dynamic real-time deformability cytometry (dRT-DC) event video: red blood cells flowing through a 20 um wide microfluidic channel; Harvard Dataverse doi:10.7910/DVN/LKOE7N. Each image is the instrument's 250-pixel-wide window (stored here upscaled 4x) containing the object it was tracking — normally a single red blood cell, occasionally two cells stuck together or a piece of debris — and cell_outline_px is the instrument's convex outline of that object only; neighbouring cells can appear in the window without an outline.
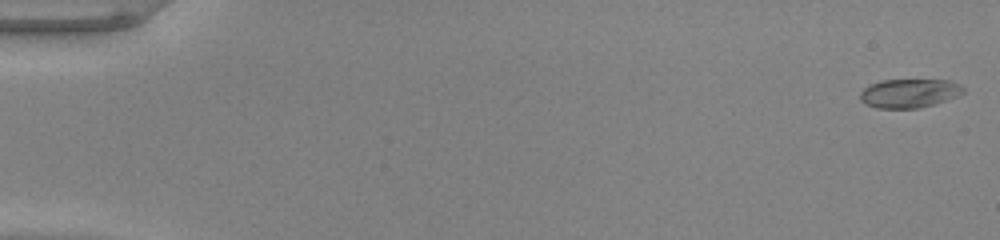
{"species": "common noctule bat (a hibernating species)", "species_latin": "Nyctalus noctula", "temperature_condition": "warm", "stored_images_in_passage": 52, "camera_frame_rate_fps": 3000, "um_per_image_px": 0.085, "animal": {"sex": "male", "body_mass_g": 20.0, "forearm_length_mm": 53.3}, "frame": {"image": 1, "passage_image": 1, "time_ms": 0.0, "image_size_px": [1000, 240], "cell_outline_px": [[964, 92], [956, 96], [936, 104], [916, 108], [876, 108], [864, 104], [860, 100], [860, 92], [868, 84], [880, 80], [948, 80], [960, 84], [964, 88]], "centroid_in_image_um": [77.25, 7.92], "position_along_channel_um": 7.8, "area_um2": 17.46}}
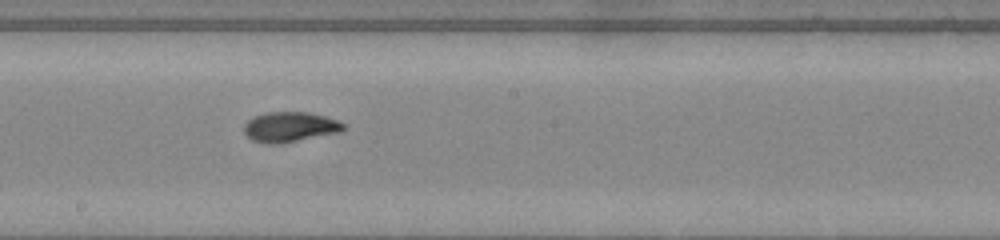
{"frame": {"image": 2, "passage_image": 30, "time_ms": 9.667, "image_size_px": [1000, 240], "cell_outline_px": [[348, 128], [340, 132], [280, 144], [268, 144], [252, 140], [244, 132], [244, 124], [248, 120], [264, 112], [308, 112], [324, 116], [348, 124]], "centroid_in_image_um": [24.68, 10.79], "position_along_channel_um": 223.5, "area_um2": 17.57}}
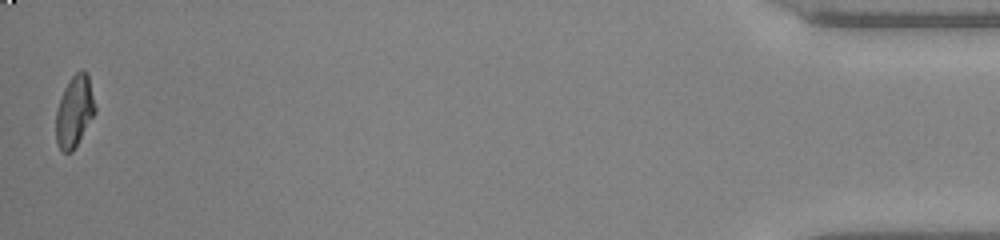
{"frame": {"image": 3, "passage_image": 52, "time_ms": 17.0, "image_size_px": [1000, 240], "cell_outline_px": [[96, 112], [72, 152], [64, 152], [56, 144], [56, 112], [64, 88], [72, 76], [80, 68], [88, 72], [96, 108]], "centroid_in_image_um": [6.34, 9.43], "position_along_channel_um": 428.9, "area_um2": 16.3}, "authors_computed_cell_mechanics": {"area_um2": 17.2533, "velocity_mm_per_s": 3.9984, "shape_relaxation_time_tau1_ms": 9.096, "shape_relaxation_time_tau2_ms": 1.762, "deformation_change_tau1": 0.289, "deformation_change_tau2": 0.0642}}